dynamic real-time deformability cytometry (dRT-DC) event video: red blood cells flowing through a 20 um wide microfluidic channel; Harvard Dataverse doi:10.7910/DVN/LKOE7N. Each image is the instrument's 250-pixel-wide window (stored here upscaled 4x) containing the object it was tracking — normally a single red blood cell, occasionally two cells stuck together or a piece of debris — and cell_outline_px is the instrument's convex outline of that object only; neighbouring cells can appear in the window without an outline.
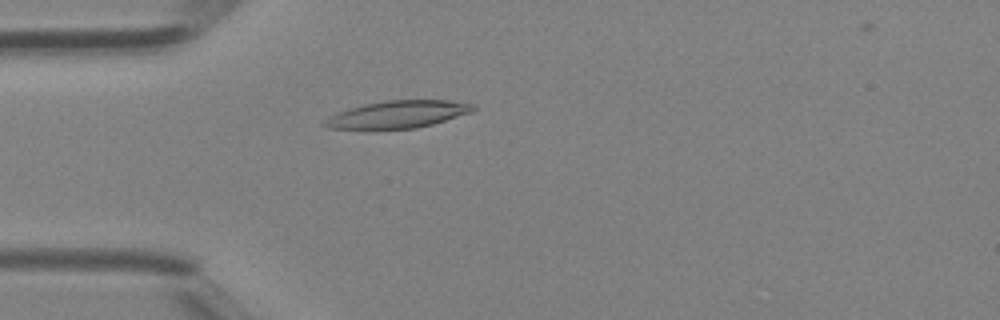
{"species": "Egyptian fruit bat (a non-hibernating species)", "species_latin": "Rousettus aegyptiacus", "temperature_condition": "room temperature", "stored_images_in_passage": 41, "camera_frame_rate_fps": 3000, "um_per_image_px": 0.085, "animal": {"sex": "female"}, "frame": {"image": 1, "passage_image": 11, "time_ms": 3.333, "image_size_px": [1000, 320], "cell_outline_px": [[476, 108], [472, 112], [432, 124], [416, 128], [328, 128], [320, 124], [328, 116], [364, 104], [384, 100], [448, 100], [476, 104]], "centroid_in_image_um": [33.85, 9.7], "position_along_channel_um": 51.2, "area_um2": 23.35}}
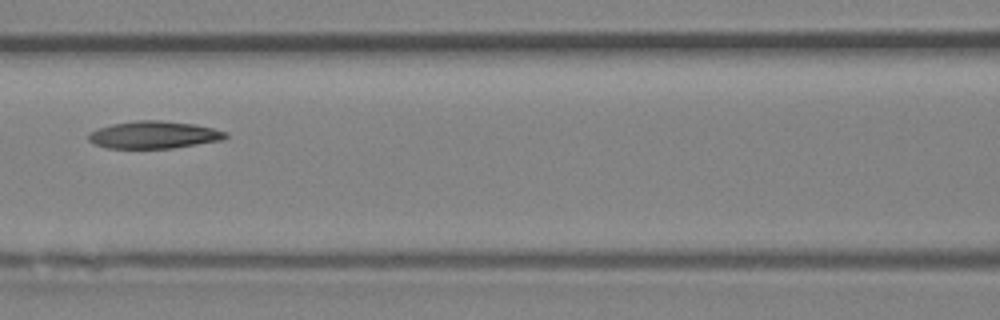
{"frame": {"image": 2, "passage_image": 18, "time_ms": 5.667, "image_size_px": [1000, 320], "cell_outline_px": [[228, 136], [224, 140], [172, 148], [108, 148], [96, 144], [88, 140], [88, 132], [112, 124], [136, 120], [160, 120], [196, 124], [228, 132]], "centroid_in_image_um": [13.11, 11.45], "position_along_channel_um": 153.5, "area_um2": 21.91}}
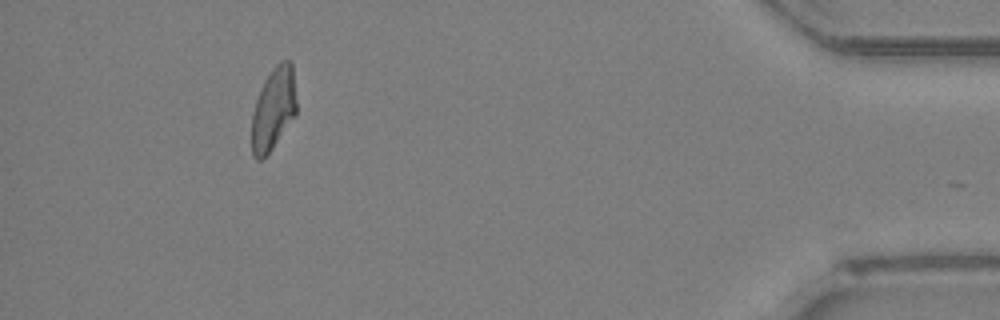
{"frame": {"image": 3, "passage_image": 38, "time_ms": 12.333, "image_size_px": [1000, 320], "cell_outline_px": [[296, 116], [272, 148], [260, 160], [256, 160], [252, 156], [252, 112], [256, 100], [264, 80], [272, 68], [280, 60], [288, 60], [292, 64], [296, 100]], "centroid_in_image_um": [23.24, 9.24], "position_along_channel_um": 412.0, "area_um2": 21.56}}